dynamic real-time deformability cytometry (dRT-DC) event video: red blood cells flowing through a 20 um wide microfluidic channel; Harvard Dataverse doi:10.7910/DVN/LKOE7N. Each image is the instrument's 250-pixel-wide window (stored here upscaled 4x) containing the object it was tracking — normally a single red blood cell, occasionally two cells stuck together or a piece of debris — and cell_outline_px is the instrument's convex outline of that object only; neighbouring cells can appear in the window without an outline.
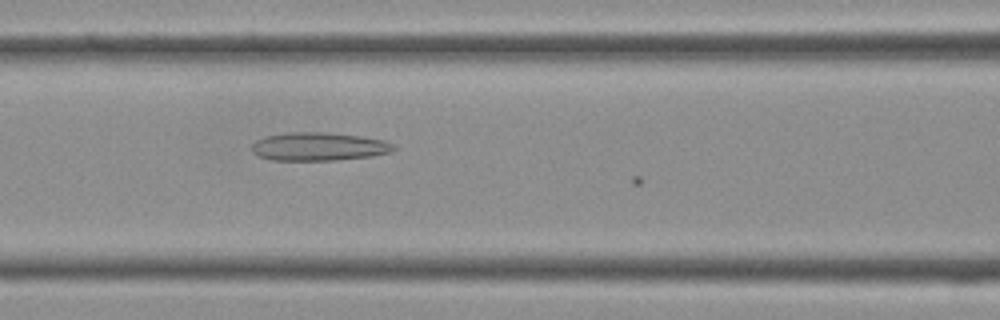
{"species": "Egyptian fruit bat (a non-hibernating species)", "species_latin": "Rousettus aegyptiacus", "temperature_condition": "cold", "stored_images_in_passage": 7, "camera_frame_rate_fps": 3000, "um_per_image_px": 0.085, "frame": {"image": 1, "passage_image": 6, "time_ms": 1.667, "image_size_px": [1000, 320], "cell_outline_px": [[396, 148], [392, 152], [372, 156], [336, 160], [272, 160], [256, 156], [252, 152], [252, 144], [256, 140], [264, 136], [288, 132], [324, 132], [364, 136], [384, 140], [392, 144]], "centroid_in_image_um": [27.08, 12.45], "position_along_channel_um": 139.5, "area_um2": 23.64}}